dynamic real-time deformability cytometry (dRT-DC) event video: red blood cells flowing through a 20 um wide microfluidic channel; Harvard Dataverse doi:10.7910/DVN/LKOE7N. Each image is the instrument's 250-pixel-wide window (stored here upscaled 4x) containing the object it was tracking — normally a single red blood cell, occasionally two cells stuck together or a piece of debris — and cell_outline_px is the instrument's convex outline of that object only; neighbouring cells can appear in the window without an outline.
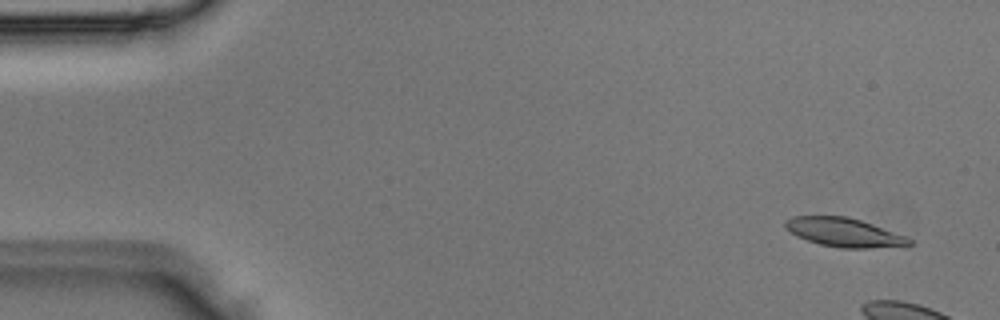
{"species": "Egyptian fruit bat (a non-hibernating species)", "species_latin": "Rousettus aegyptiacus", "temperature_condition": "room temperature", "stored_images_in_passage": 5, "camera_frame_rate_fps": 3000, "um_per_image_px": 0.085, "animal": {"sex": "male"}, "frame": {"image": 1, "passage_image": 1, "time_ms": 0.0, "image_size_px": [1000, 320], "cell_outline_px": [[912, 244], [868, 248], [840, 248], [820, 244], [796, 236], [784, 228], [784, 220], [792, 216], [848, 216], [872, 224], [904, 236], [912, 240]], "centroid_in_image_um": [71.65, 19.74], "position_along_channel_um": 13.3, "area_um2": 20.58}}